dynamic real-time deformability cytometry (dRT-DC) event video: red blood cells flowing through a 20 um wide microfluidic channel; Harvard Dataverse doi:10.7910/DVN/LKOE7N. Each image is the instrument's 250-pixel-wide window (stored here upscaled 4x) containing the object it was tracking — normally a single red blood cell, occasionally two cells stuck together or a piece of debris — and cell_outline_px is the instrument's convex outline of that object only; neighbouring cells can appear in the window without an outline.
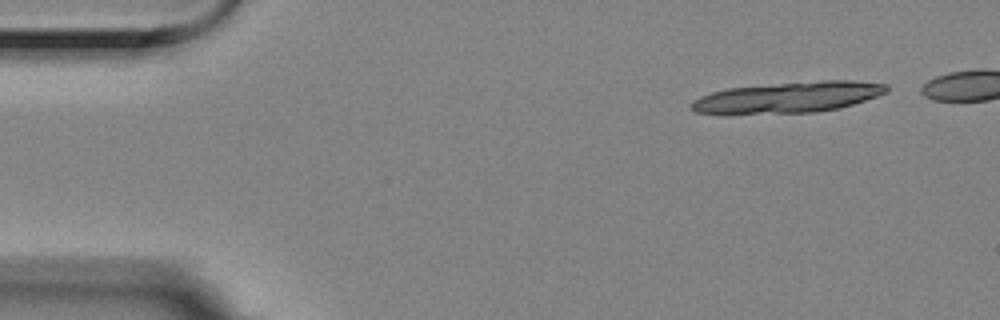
{"species": "Egyptian fruit bat (a non-hibernating species)", "species_latin": "Rousettus aegyptiacus", "temperature_condition": "room temperature", "stored_images_in_passage": 4, "camera_frame_rate_fps": 3000, "um_per_image_px": 0.085, "animal": {"sex": "female"}, "frame": {"image": 1, "passage_image": 1, "time_ms": 0.0, "image_size_px": [1000, 320], "cell_outline_px": [[888, 92], [852, 104], [836, 108], [816, 112], [696, 112], [692, 108], [692, 100], [700, 96], [712, 92], [728, 88], [824, 80], [852, 80], [888, 84]], "centroid_in_image_um": [67.09, 8.24], "position_along_channel_um": 17.9, "area_um2": 33.93}}